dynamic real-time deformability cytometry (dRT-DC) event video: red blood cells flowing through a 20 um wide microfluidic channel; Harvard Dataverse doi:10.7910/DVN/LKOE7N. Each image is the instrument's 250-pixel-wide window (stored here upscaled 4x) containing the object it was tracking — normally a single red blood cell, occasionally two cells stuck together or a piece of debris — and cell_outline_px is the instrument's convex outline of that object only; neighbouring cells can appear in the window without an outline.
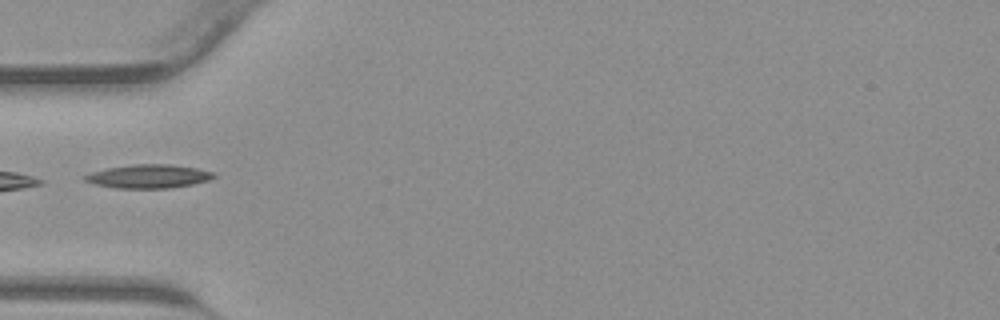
{"species": "common noctule bat (a hibernating species)", "species_latin": "Nyctalus noctula", "temperature_condition": "warm", "stored_images_in_passage": 29, "camera_frame_rate_fps": 3000, "um_per_image_px": 0.085, "animal": {"sex": "male", "body_mass_g": 23.1, "forearm_length_mm": 52.7}, "frame": {"image": 1, "passage_image": 1, "time_ms": 0.0, "image_size_px": [1000, 320], "cell_outline_px": [[216, 176], [208, 180], [192, 184], [168, 188], [116, 188], [92, 184], [84, 180], [84, 176], [92, 172], [108, 168], [132, 164], [168, 164], [196, 168], [212, 172]], "centroid_in_image_um": [12.59, 14.99], "position_along_channel_um": 72.4, "area_um2": 17.57}}